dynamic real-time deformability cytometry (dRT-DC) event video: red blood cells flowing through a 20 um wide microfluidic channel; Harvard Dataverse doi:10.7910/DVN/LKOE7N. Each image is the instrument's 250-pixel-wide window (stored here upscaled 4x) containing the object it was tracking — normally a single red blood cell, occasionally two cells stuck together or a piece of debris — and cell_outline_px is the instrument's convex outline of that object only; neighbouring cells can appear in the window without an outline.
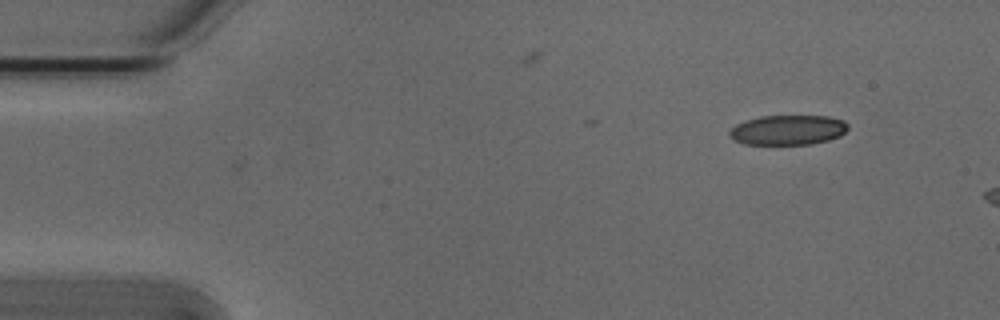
{"species": "Egyptian fruit bat (a non-hibernating species)", "species_latin": "Rousettus aegyptiacus", "temperature_condition": "cold", "stored_images_in_passage": 4, "camera_frame_rate_fps": 3000, "um_per_image_px": 0.085, "animal": {"sex": "male"}, "frame": {"image": 1, "passage_image": 4, "time_ms": 1.0, "image_size_px": [1000, 320], "cell_outline_px": [[848, 128], [840, 136], [828, 140], [812, 144], [744, 144], [736, 140], [728, 132], [736, 124], [760, 116], [828, 116], [844, 120], [848, 124]], "centroid_in_image_um": [67.01, 11.04], "position_along_channel_um": 18.0, "area_um2": 20.46}}